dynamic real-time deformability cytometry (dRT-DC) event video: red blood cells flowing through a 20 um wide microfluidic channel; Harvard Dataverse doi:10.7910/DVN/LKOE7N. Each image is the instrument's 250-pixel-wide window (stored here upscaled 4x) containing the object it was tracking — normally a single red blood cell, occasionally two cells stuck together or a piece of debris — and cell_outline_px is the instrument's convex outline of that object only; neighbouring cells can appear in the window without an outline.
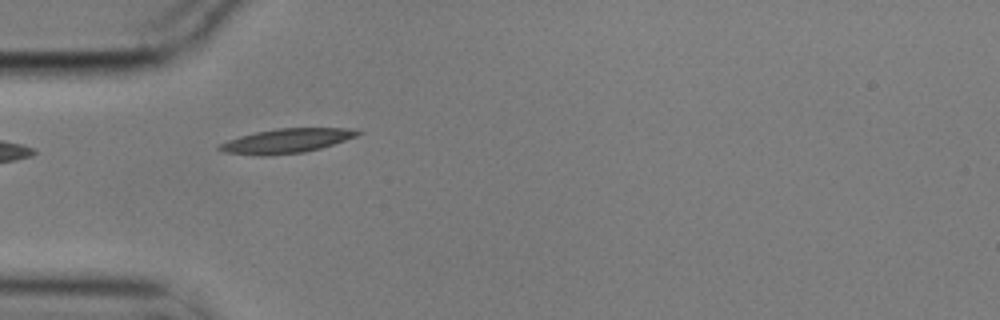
{"species": "common noctule bat (a hibernating species)", "species_latin": "Nyctalus noctula", "temperature_condition": "cold", "stored_images_in_passage": 2, "camera_frame_rate_fps": 3000, "um_per_image_px": 0.085, "animal": {"sex": "male", "body_mass_g": 17.9}, "frame": {"image": 1, "passage_image": 1, "time_ms": 0.0, "image_size_px": [1000, 320], "cell_outline_px": [[364, 132], [356, 136], [320, 148], [304, 152], [264, 156], [256, 156], [224, 152], [216, 148], [216, 144], [240, 136], [256, 132], [276, 128], [348, 128]], "centroid_in_image_um": [24.28, 11.98], "position_along_channel_um": 60.7, "area_um2": 19.65}}
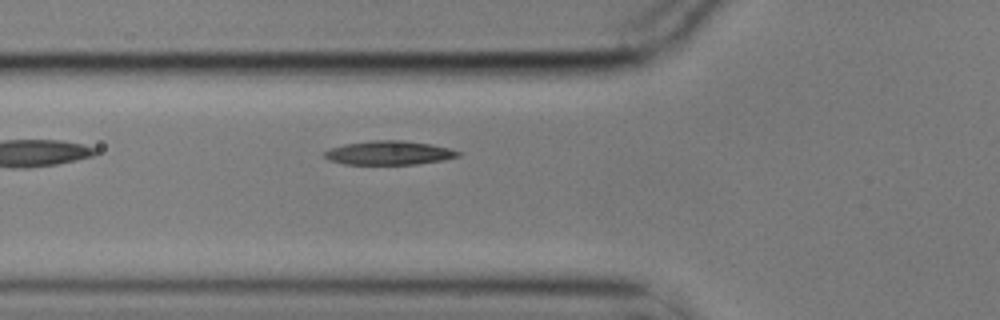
{"frame": {"image": 2, "passage_image": 2, "time_ms": 0.333, "image_size_px": [1000, 320], "cell_outline_px": [[460, 156], [444, 160], [416, 164], [344, 164], [328, 160], [324, 156], [324, 152], [328, 148], [344, 144], [372, 140], [404, 140], [432, 144], [448, 148], [460, 152]], "centroid_in_image_um": [33.04, 12.99], "position_along_channel_um": 92.8, "area_um2": 18.73}}